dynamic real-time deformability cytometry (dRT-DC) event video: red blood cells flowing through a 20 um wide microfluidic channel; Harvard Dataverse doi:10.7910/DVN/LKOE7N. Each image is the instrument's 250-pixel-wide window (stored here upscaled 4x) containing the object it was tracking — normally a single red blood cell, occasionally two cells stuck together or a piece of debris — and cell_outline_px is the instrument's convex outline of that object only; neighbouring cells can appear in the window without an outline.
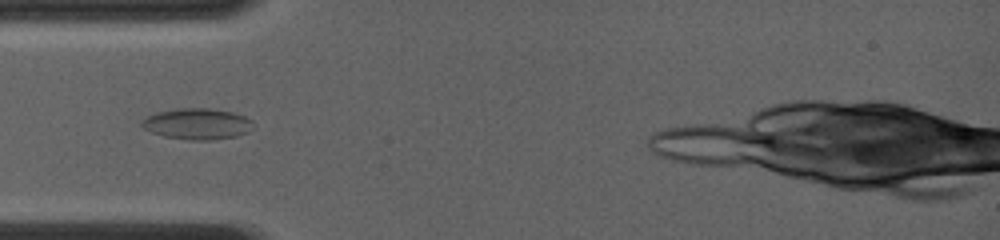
{"species": "common noctule bat (a hibernating species)", "species_latin": "Nyctalus noctula", "temperature_condition": "room temperature", "stored_images_in_passage": 21, "camera_frame_rate_fps": 4000, "um_per_image_px": 0.085, "animal": {"sex": "female", "body_mass_g": 19.0, "forearm_length_mm": 56.7}, "frame": {"image": 1, "passage_image": 7, "time_ms": 1.5, "image_size_px": [1000, 240], "cell_outline_px": [[256, 128], [248, 132], [236, 136], [212, 140], [192, 140], [164, 136], [152, 132], [144, 128], [140, 124], [140, 120], [156, 112], [176, 108], [208, 108], [232, 112], [244, 116], [252, 120]], "centroid_in_image_um": [16.79, 10.52], "position_along_channel_um": 68.2, "area_um2": 20.35}}